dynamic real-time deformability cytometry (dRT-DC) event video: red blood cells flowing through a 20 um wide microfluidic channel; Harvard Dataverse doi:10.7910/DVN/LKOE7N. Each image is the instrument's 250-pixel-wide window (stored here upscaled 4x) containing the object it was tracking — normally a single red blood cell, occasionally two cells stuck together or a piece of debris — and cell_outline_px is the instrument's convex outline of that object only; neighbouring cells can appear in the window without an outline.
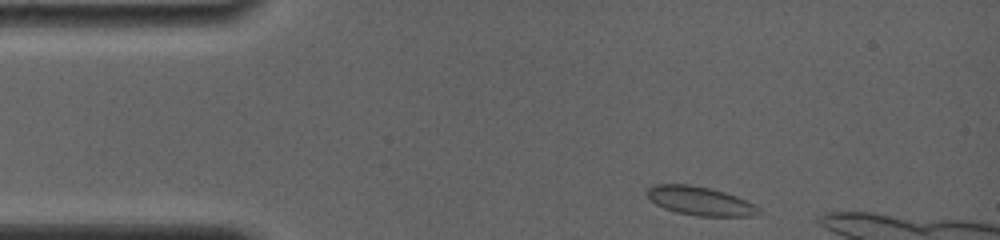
{"species": "common noctule bat (a hibernating species)", "species_latin": "Nyctalus noctula", "temperature_condition": "room temperature", "stored_images_in_passage": 76, "camera_frame_rate_fps": 4000, "um_per_image_px": 0.085, "animal": {"sex": "female", "body_mass_g": 19.0, "forearm_length_mm": 56.7}, "frame": {"image": 1, "passage_image": 1, "time_ms": 0.0, "image_size_px": [1000, 240], "cell_outline_px": [[760, 212], [752, 216], [696, 216], [676, 212], [664, 208], [656, 204], [648, 196], [648, 188], [656, 184], [688, 184], [708, 188], [724, 192], [736, 196], [760, 208]], "centroid_in_image_um": [59.5, 17.09], "position_along_channel_um": 25.5, "area_um2": 18.38}}
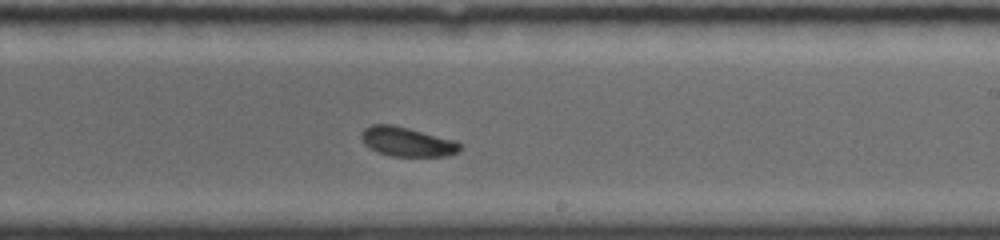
{"frame": {"image": 2, "passage_image": 47, "time_ms": 7.5, "image_size_px": [1000, 240], "cell_outline_px": [[460, 148], [456, 152], [448, 156], [388, 156], [364, 144], [360, 136], [364, 128], [372, 124], [392, 124], [456, 140], [460, 144]], "centroid_in_image_um": [34.59, 12.04], "position_along_channel_um": 254.4, "area_um2": 16.76}}
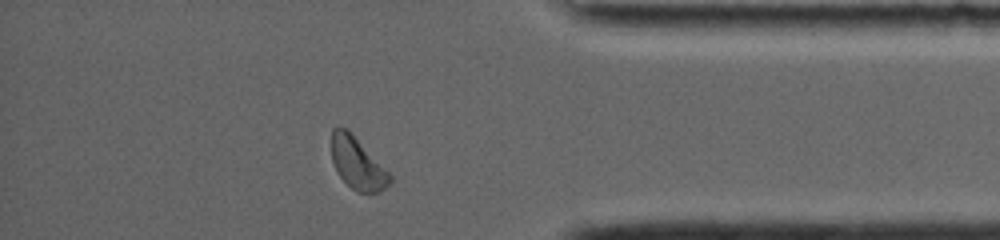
{"frame": {"image": 3, "passage_image": 73, "time_ms": 11.75, "image_size_px": [1000, 240], "cell_outline_px": [[392, 180], [380, 192], [356, 192], [340, 176], [332, 160], [332, 128], [344, 128], [392, 176]], "centroid_in_image_um": [30.37, 13.94], "position_along_channel_um": 404.8, "area_um2": 16.59}, "authors_computed_cell_mechanics": {"area_um2": 17.2822, "velocity_mm_per_s": 3.7742, "shape_relaxation_time_tau1_ms": 3.8952, "shape_relaxation_time_tau2_ms": null, "deformation_change_tau1": 0.0971, "deformation_change_tau2": null}}